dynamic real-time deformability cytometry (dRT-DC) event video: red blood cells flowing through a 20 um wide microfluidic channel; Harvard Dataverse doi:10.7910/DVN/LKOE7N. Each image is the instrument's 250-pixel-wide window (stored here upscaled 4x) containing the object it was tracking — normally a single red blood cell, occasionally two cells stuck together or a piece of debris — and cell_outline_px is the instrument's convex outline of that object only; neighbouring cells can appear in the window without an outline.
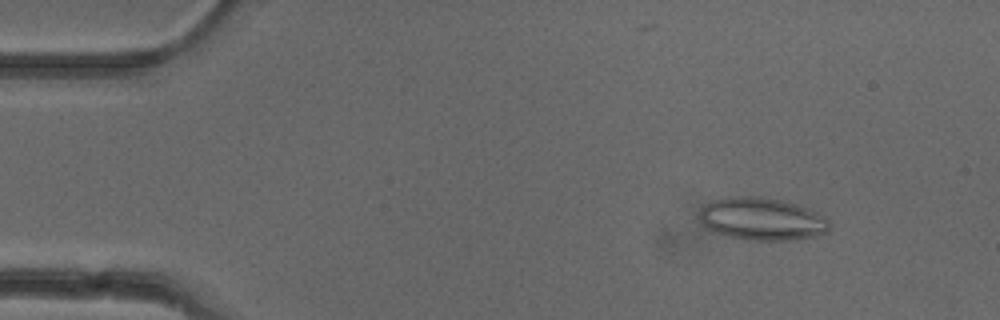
{"species": "common noctule bat (a hibernating species)", "species_latin": "Nyctalus noctula", "temperature_condition": "cold", "stored_images_in_passage": 6, "camera_frame_rate_fps": 3000, "um_per_image_px": 0.085, "animal": {"sex": "female"}, "frame": {"image": 1, "passage_image": 1, "time_ms": 0.0, "image_size_px": [1000, 320], "cell_outline_px": [[828, 228], [824, 232], [816, 236], [788, 240], [748, 240], [716, 232], [708, 228], [700, 220], [700, 208], [712, 200], [728, 196], [764, 196], [784, 200], [808, 208], [824, 216], [828, 220]], "centroid_in_image_um": [64.75, 18.58], "position_along_channel_um": 20.2, "area_um2": 32.14}}
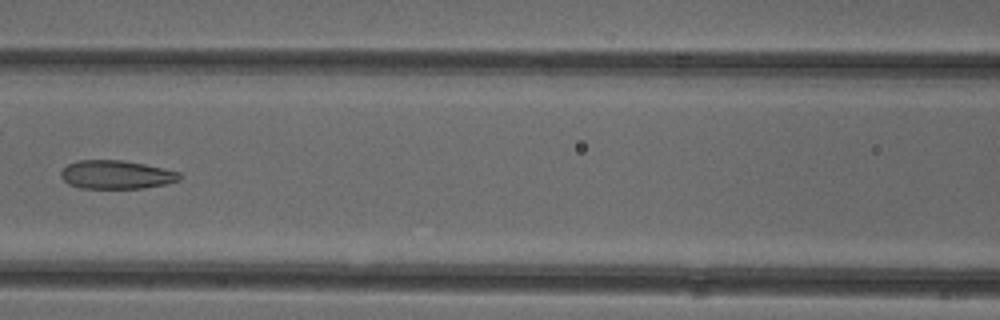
{"frame": {"image": 2, "passage_image": 6, "time_ms": 1.667, "image_size_px": [1000, 320], "cell_outline_px": [[184, 176], [180, 180], [168, 184], [144, 188], [80, 188], [68, 184], [60, 176], [60, 172], [68, 164], [80, 160], [120, 160], [144, 164], [164, 168], [180, 172]], "centroid_in_image_um": [9.93, 14.85], "position_along_channel_um": 156.7, "area_um2": 19.88}}